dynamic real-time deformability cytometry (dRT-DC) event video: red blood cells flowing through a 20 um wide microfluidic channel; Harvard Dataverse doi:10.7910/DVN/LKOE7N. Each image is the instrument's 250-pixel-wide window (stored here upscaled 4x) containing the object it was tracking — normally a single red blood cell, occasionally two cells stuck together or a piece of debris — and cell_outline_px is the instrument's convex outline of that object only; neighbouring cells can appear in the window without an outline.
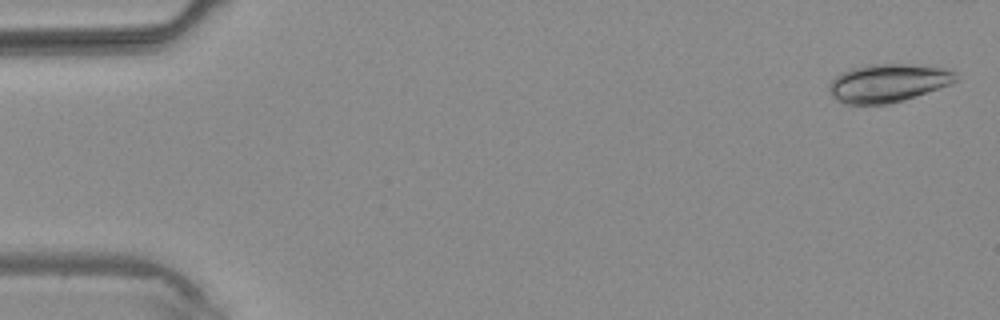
{"species": "common noctule bat (a hibernating species)", "species_latin": "Nyctalus noctula", "temperature_condition": "warm", "stored_images_in_passage": 3, "camera_frame_rate_fps": 3000, "um_per_image_px": 0.085, "animal": {"sex": "male", "body_mass_g": 20.4}, "frame": {"image": 1, "passage_image": 3, "time_ms": 2.0, "image_size_px": [1000, 320], "cell_outline_px": [[960, 80], [916, 96], [904, 100], [888, 104], [844, 104], [832, 96], [828, 92], [828, 84], [840, 72], [852, 68], [868, 64], [904, 64], [948, 68], [956, 72]], "centroid_in_image_um": [75.47, 7.05], "position_along_channel_um": 9.5, "area_um2": 28.38}}